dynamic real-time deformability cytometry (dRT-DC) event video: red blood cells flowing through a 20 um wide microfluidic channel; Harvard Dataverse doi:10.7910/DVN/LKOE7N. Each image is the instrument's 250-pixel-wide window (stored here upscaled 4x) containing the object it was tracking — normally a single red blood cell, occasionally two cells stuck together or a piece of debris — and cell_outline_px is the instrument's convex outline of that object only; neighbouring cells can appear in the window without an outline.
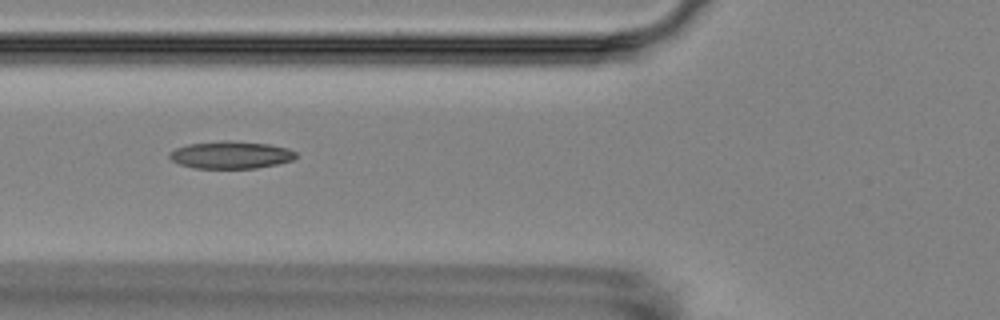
{"species": "Egyptian fruit bat (a non-hibernating species)", "species_latin": "Rousettus aegyptiacus", "temperature_condition": "room temperature", "stored_images_in_passage": 16, "camera_frame_rate_fps": 3000, "um_per_image_px": 0.085, "animal": {"sex": "female"}, "frame": {"image": 1, "passage_image": 6, "time_ms": 5.667, "image_size_px": [1000, 320], "cell_outline_px": [[296, 156], [292, 160], [276, 164], [256, 168], [196, 168], [180, 164], [172, 160], [168, 156], [168, 152], [176, 148], [188, 144], [224, 140], [232, 140], [268, 144], [288, 148], [296, 152]], "centroid_in_image_um": [19.6, 13.16], "position_along_channel_um": 106.2, "area_um2": 20.17}}
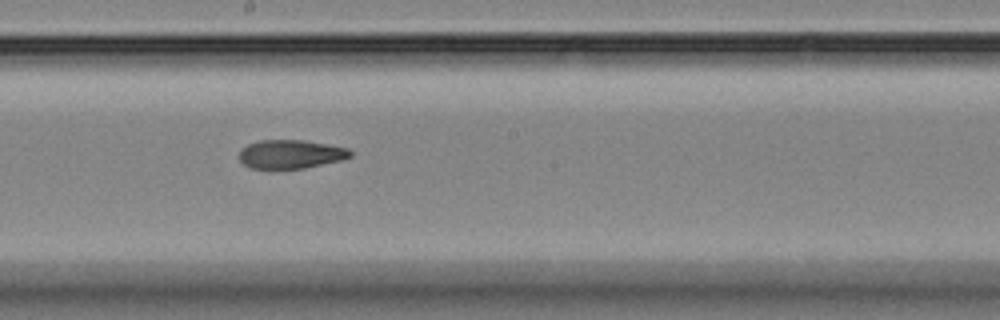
{"frame": {"image": 2, "passage_image": 9, "time_ms": 9.0, "image_size_px": [1000, 320], "cell_outline_px": [[352, 156], [344, 160], [304, 168], [248, 168], [240, 160], [240, 152], [248, 144], [260, 140], [304, 140], [328, 144], [348, 148], [352, 152]], "centroid_in_image_um": [24.76, 13.1], "position_along_channel_um": 223.4, "area_um2": 18.55}}
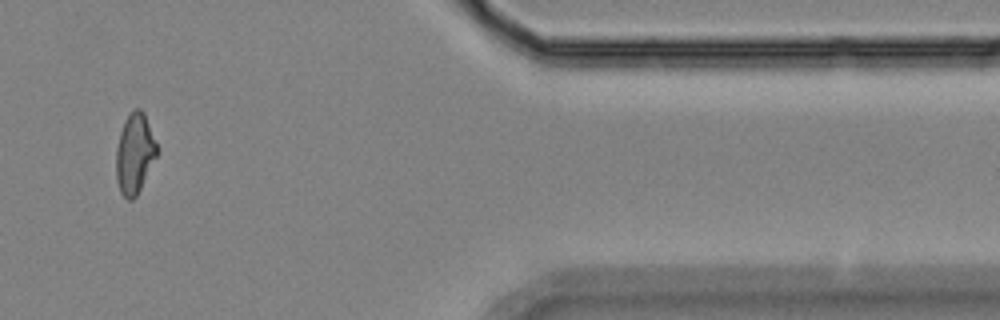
{"frame": {"image": 3, "passage_image": 14, "time_ms": 15.0, "image_size_px": [1000, 320], "cell_outline_px": [[160, 152], [136, 196], [132, 200], [128, 200], [120, 192], [116, 180], [116, 148], [120, 132], [124, 120], [132, 108], [140, 108], [144, 112], [160, 148]], "centroid_in_image_um": [11.48, 13.02], "position_along_channel_um": 399.9, "area_um2": 19.65}, "authors_computed_cell_mechanics": {"area_um2": 19.6231, "velocity_mm_per_s": 3.5112, "shape_relaxation_time_tau1_ms": 10.0587, "shape_relaxation_time_tau2_ms": 3.0599, "deformation_change_tau1": 0.1754, "deformation_change_tau2": 0.0977}}